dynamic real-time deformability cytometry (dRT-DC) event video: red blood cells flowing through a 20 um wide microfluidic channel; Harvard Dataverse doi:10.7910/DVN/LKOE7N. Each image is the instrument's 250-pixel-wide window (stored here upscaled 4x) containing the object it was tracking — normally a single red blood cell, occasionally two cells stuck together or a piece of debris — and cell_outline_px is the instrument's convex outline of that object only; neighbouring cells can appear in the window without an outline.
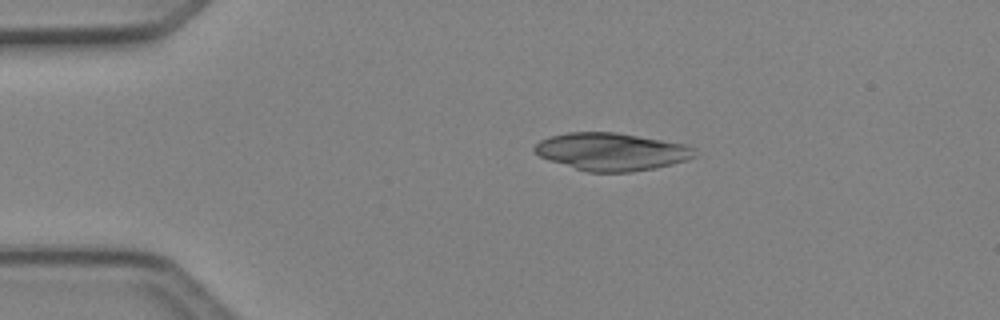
{"species": "Egyptian fruit bat (a non-hibernating species)", "species_latin": "Rousettus aegyptiacus", "temperature_condition": "cold", "stored_images_in_passage": 4, "camera_frame_rate_fps": 3000, "um_per_image_px": 0.085, "animal": {"sex": "female"}, "frame": {"image": 1, "passage_image": 3, "time_ms": 0.667, "image_size_px": [1000, 320], "cell_outline_px": [[700, 156], [688, 160], [656, 168], [632, 172], [588, 172], [548, 160], [540, 156], [532, 148], [540, 140], [548, 136], [568, 132], [616, 132], [688, 144], [696, 148]], "centroid_in_image_um": [52.05, 12.89], "position_along_channel_um": 32.9, "area_um2": 35.6}}